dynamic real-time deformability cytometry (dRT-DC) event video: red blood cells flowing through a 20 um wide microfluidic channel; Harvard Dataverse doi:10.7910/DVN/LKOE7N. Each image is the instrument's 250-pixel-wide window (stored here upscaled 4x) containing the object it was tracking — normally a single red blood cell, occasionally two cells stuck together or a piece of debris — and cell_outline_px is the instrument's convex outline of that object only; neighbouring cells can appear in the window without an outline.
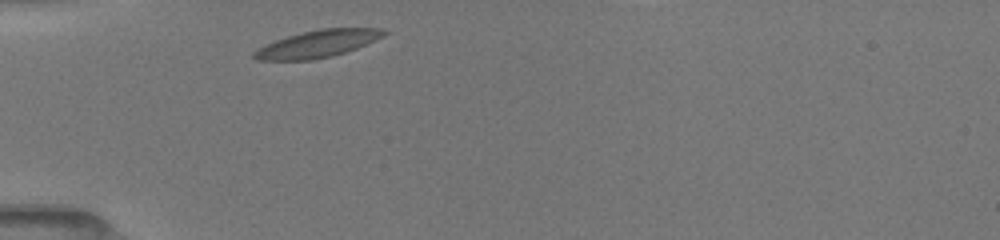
{"species": "common noctule bat (a hibernating species)", "species_latin": "Nyctalus noctula", "temperature_condition": "room temperature", "stored_images_in_passage": 12, "camera_frame_rate_fps": 3000, "um_per_image_px": 0.085, "animal": {"sex": "female", "body_mass_g": 19.5, "forearm_length_mm": 54.1}, "frame": {"image": 1, "passage_image": 1, "time_ms": 0.0, "image_size_px": [1000, 240], "cell_outline_px": [[388, 32], [384, 36], [356, 48], [332, 56], [312, 60], [256, 60], [252, 56], [252, 52], [264, 44], [288, 36], [320, 28], [384, 28]], "centroid_in_image_um": [26.98, 3.72], "position_along_channel_um": 58.0, "area_um2": 20.52}}
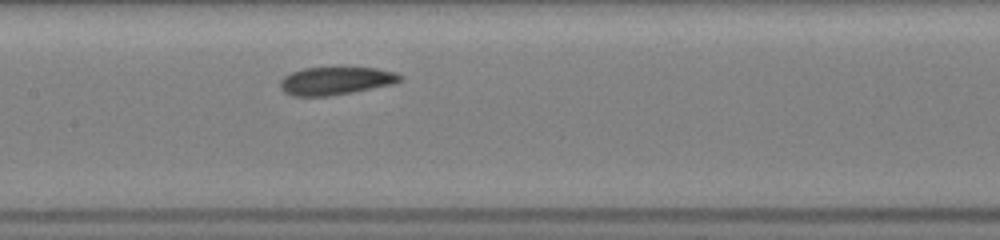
{"frame": {"image": 2, "passage_image": 9, "time_ms": 3.333, "image_size_px": [1000, 240], "cell_outline_px": [[404, 80], [392, 84], [352, 92], [328, 96], [292, 96], [284, 92], [280, 88], [280, 80], [284, 76], [292, 72], [304, 68], [376, 68], [396, 72], [404, 76]], "centroid_in_image_um": [28.55, 6.87], "position_along_channel_um": 178.8, "area_um2": 19.48}}
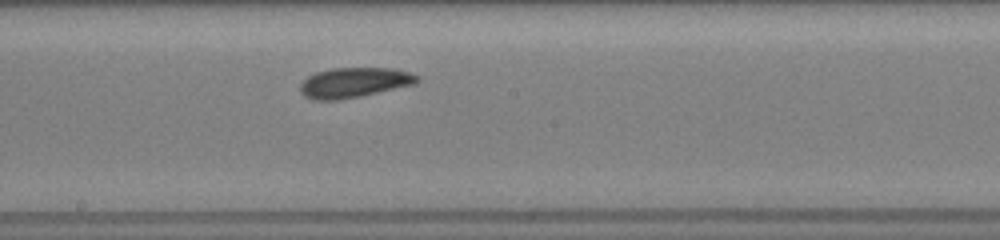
{"frame": {"image": 3, "passage_image": 12, "time_ms": 4.333, "image_size_px": [1000, 240], "cell_outline_px": [[420, 80], [416, 84], [360, 96], [336, 100], [312, 100], [304, 96], [300, 92], [300, 84], [308, 76], [316, 72], [332, 68], [392, 68], [408, 72], [420, 76]], "centroid_in_image_um": [30.1, 7.02], "position_along_channel_um": 218.1, "area_um2": 20.52}}